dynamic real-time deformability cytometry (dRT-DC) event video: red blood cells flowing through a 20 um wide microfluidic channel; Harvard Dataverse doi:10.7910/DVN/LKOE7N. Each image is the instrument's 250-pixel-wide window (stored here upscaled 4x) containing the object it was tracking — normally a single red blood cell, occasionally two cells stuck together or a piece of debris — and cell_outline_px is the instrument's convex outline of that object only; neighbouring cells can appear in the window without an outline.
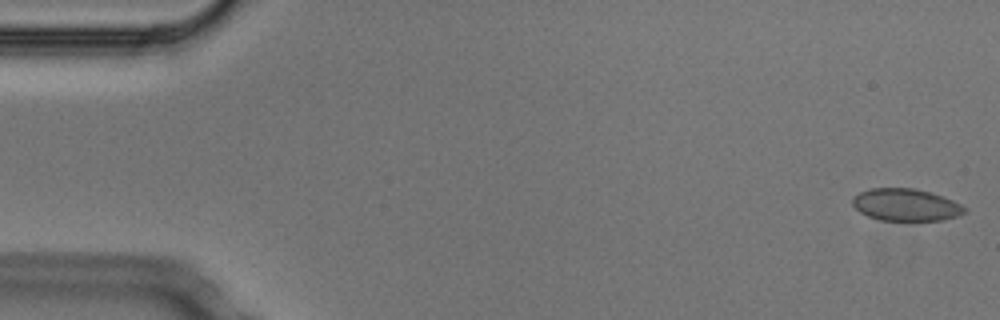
{"species": "Egyptian fruit bat (a non-hibernating species)", "species_latin": "Rousettus aegyptiacus", "temperature_condition": "cold", "stored_images_in_passage": 4, "camera_frame_rate_fps": 3000, "um_per_image_px": 0.085, "animal": {"sex": "male"}, "frame": {"image": 1, "passage_image": 1, "time_ms": 0.0, "image_size_px": [1000, 320], "cell_outline_px": [[968, 212], [956, 216], [940, 220], [880, 220], [868, 216], [860, 212], [852, 204], [852, 200], [860, 192], [872, 188], [912, 188], [928, 192], [952, 200], [968, 208]], "centroid_in_image_um": [77.01, 17.41], "position_along_channel_um": 8.0, "area_um2": 20.75}}
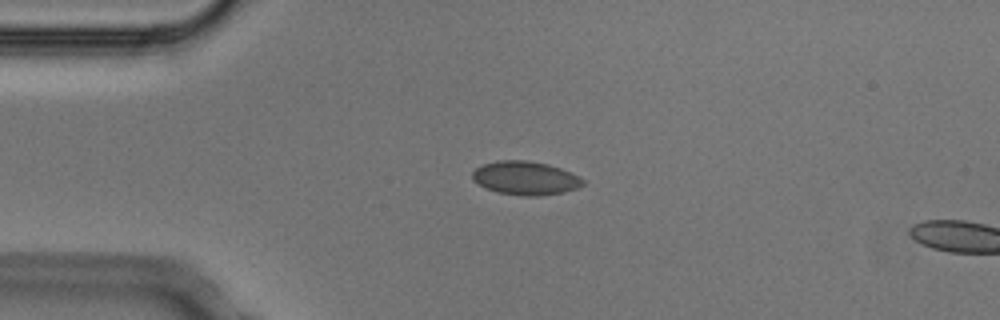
{"frame": {"image": 2, "passage_image": 3, "time_ms": 0.667, "image_size_px": [1000, 320], "cell_outline_px": [[584, 184], [576, 188], [564, 192], [536, 196], [524, 196], [496, 192], [472, 180], [472, 172], [476, 168], [484, 164], [496, 160], [528, 160], [548, 164], [560, 168], [580, 176], [584, 180]], "centroid_in_image_um": [44.66, 15.13], "position_along_channel_um": 40.3, "area_um2": 21.62}}